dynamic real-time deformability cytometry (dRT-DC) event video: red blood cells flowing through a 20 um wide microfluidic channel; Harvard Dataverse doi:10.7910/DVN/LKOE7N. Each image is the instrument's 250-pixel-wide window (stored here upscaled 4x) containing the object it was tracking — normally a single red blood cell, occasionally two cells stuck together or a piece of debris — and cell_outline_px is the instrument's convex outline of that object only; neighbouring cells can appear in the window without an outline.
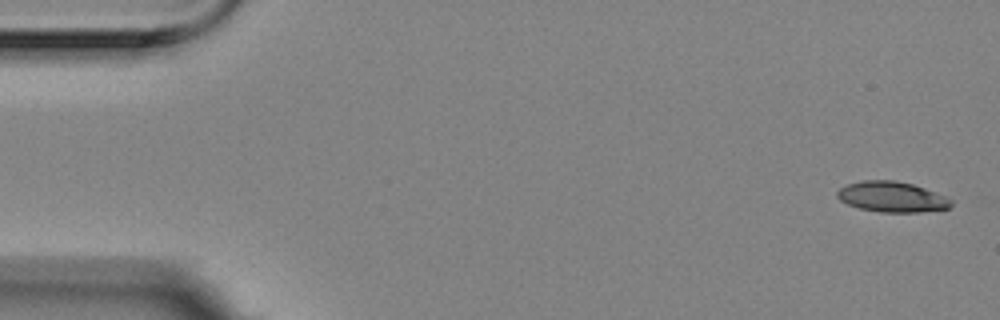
{"species": "Egyptian fruit bat (a non-hibernating species)", "species_latin": "Rousettus aegyptiacus", "temperature_condition": "room temperature", "stored_images_in_passage": 5, "camera_frame_rate_fps": 3000, "um_per_image_px": 0.085, "animal": {"sex": "female"}, "frame": {"image": 1, "passage_image": 1, "time_ms": 0.0, "image_size_px": [1000, 320], "cell_outline_px": [[952, 204], [948, 208], [920, 212], [880, 212], [860, 208], [848, 204], [840, 200], [836, 196], [836, 192], [840, 188], [848, 184], [860, 180], [896, 180], [912, 184], [924, 188], [944, 196], [952, 200]], "centroid_in_image_um": [75.78, 16.73], "position_along_channel_um": 9.2, "area_um2": 20.11}}
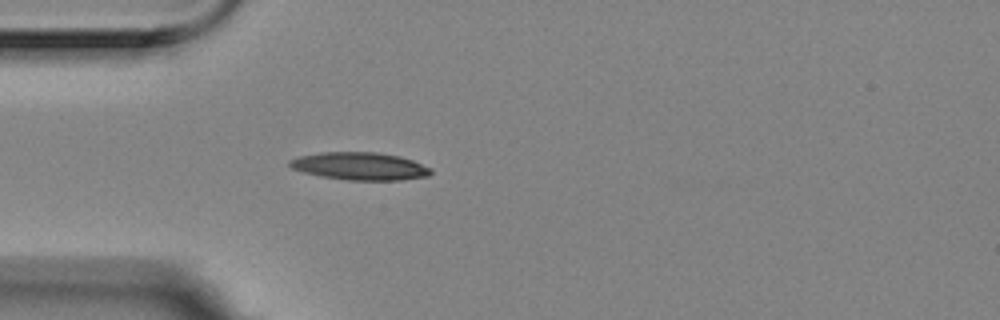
{"frame": {"image": 2, "passage_image": 5, "time_ms": 1.333, "image_size_px": [1000, 320], "cell_outline_px": [[432, 172], [428, 176], [400, 180], [348, 180], [320, 176], [304, 172], [292, 168], [288, 164], [288, 160], [300, 156], [320, 152], [376, 152], [400, 156], [412, 160], [432, 168]], "centroid_in_image_um": [30.59, 14.12], "position_along_channel_um": 54.4, "area_um2": 22.77}}